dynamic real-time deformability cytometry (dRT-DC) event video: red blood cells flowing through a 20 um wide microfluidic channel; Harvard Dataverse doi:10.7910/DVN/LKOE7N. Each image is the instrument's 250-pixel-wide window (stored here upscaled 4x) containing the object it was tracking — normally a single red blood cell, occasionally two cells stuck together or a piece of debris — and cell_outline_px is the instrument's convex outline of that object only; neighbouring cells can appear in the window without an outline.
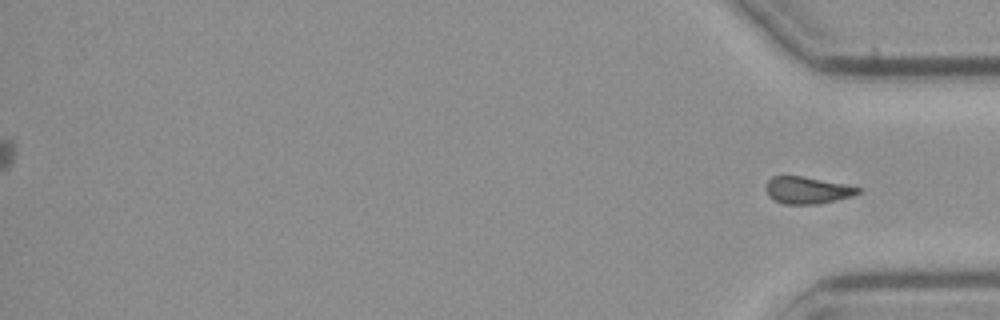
{"species": "common noctule bat (a hibernating species)", "species_latin": "Nyctalus noctula", "temperature_condition": "cold", "stored_images_in_passage": 77, "camera_frame_rate_fps": 3000, "um_per_image_px": 0.085, "animal": {"sex": "male", "body_mass_g": 23.1, "forearm_length_mm": 52.7}, "frame": {"image": 1, "passage_image": 77, "time_ms": 25.333, "image_size_px": [1000, 320], "cell_outline_px": [[860, 192], [852, 196], [836, 200], [816, 204], [784, 204], [768, 196], [764, 188], [768, 180], [772, 176], [804, 176], [848, 184], [860, 188]], "centroid_in_image_um": [68.61, 16.15], "position_along_channel_um": 366.6, "area_um2": 14.62}}